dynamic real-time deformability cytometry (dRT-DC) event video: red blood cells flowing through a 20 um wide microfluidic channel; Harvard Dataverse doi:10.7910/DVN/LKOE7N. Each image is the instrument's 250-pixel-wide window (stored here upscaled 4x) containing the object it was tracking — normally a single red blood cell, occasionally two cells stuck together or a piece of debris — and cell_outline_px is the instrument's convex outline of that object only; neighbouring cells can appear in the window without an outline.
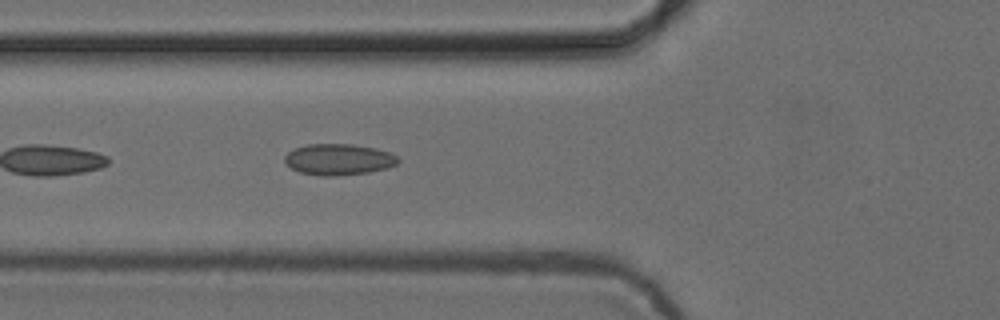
{"species": "common noctule bat (a hibernating species)", "species_latin": "Nyctalus noctula", "temperature_condition": "cold", "stored_images_in_passage": 51, "camera_frame_rate_fps": 3000, "um_per_image_px": 0.085, "animal": {"sex": "female", "body_mass_g": 24.6, "forearm_length_mm": 56.2}, "frame": {"image": 1, "passage_image": 19, "time_ms": 6.0, "image_size_px": [1000, 320], "cell_outline_px": [[400, 160], [396, 164], [388, 168], [368, 172], [332, 176], [320, 176], [300, 172], [292, 168], [284, 160], [284, 156], [288, 152], [296, 148], [308, 144], [352, 144], [376, 148], [388, 152], [396, 156]], "centroid_in_image_um": [28.79, 13.55], "position_along_channel_um": 97.0, "area_um2": 20.46}}
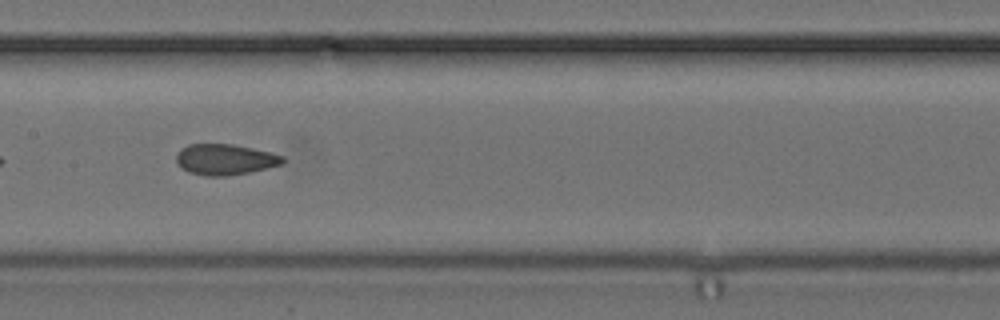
{"frame": {"image": 2, "passage_image": 26, "time_ms": 8.333, "image_size_px": [1000, 320], "cell_outline_px": [[284, 164], [248, 172], [228, 176], [204, 176], [188, 172], [176, 164], [176, 156], [180, 148], [188, 144], [232, 144], [272, 152], [284, 156]], "centroid_in_image_um": [19.11, 13.55], "position_along_channel_um": 188.3, "area_um2": 19.31}}
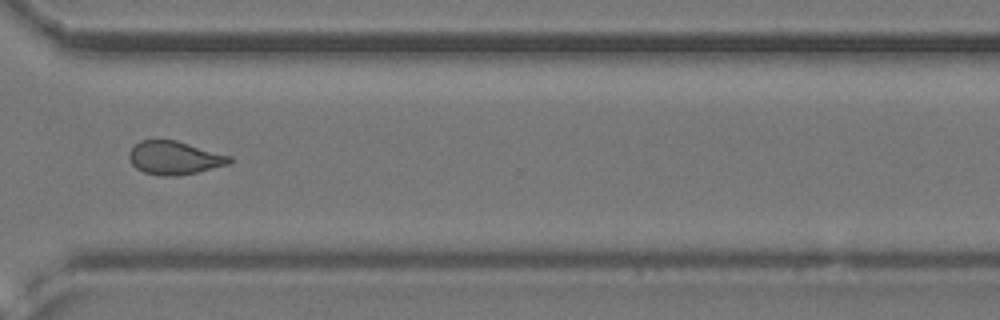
{"frame": {"image": 3, "passage_image": 39, "time_ms": 12.667, "image_size_px": [1000, 320], "cell_outline_px": [[232, 160], [228, 164], [196, 172], [176, 176], [160, 176], [144, 172], [136, 168], [132, 164], [128, 156], [128, 152], [140, 140], [176, 140], [232, 156]], "centroid_in_image_um": [14.81, 13.41], "position_along_channel_um": 355.8, "area_um2": 19.42}, "authors_computed_cell_mechanics": {"area_um2": 19.652, "velocity_mm_per_s": 3.8736, "shape_relaxation_time_tau1_ms": null, "shape_relaxation_time_tau2_ms": 1.4945, "deformation_change_tau1": null, "deformation_change_tau2": 0.0776}}